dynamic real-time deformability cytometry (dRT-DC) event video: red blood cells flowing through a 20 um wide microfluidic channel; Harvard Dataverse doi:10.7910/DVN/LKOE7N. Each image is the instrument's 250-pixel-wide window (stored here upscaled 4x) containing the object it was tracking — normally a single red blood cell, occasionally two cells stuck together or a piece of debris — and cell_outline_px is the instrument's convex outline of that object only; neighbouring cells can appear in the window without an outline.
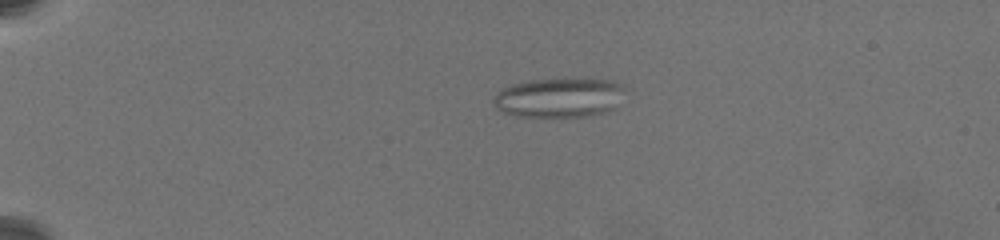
{"species": "common noctule bat (a hibernating species)", "species_latin": "Nyctalus noctula", "temperature_condition": "warm", "stored_images_in_passage": 20, "camera_frame_rate_fps": 3000, "um_per_image_px": 0.085, "animal": {"sex": "female", "body_mass_g": 19.5, "forearm_length_mm": 54.1}, "frame": {"image": 1, "passage_image": 10, "time_ms": 5.333, "image_size_px": [1000, 240], "cell_outline_px": [[624, 88], [612, 108], [604, 112], [584, 116], [516, 116], [504, 112], [496, 108], [496, 96], [504, 88], [512, 84], [532, 80], [608, 80], [624, 84]], "centroid_in_image_um": [47.51, 8.3], "position_along_channel_um": 37.5, "area_um2": 29.02}}
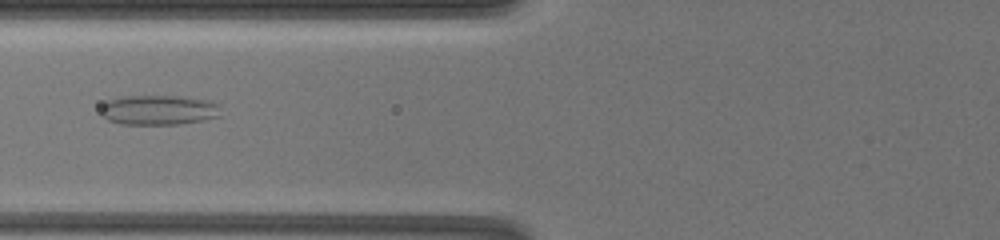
{"frame": {"image": 2, "passage_image": 17, "time_ms": 9.667, "image_size_px": [1000, 240], "cell_outline_px": [[220, 116], [180, 124], [124, 124], [108, 120], [100, 112], [100, 104], [108, 100], [120, 96], [180, 96], [208, 100], [216, 104]], "centroid_in_image_um": [13.41, 9.34], "position_along_channel_um": 112.4, "area_um2": 20.75}}
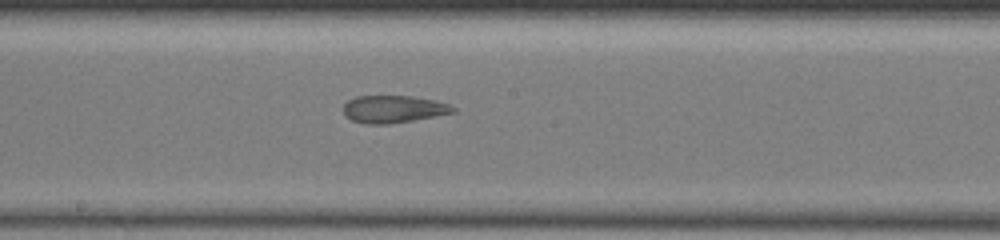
{"frame": {"image": 3, "passage_image": 20, "time_ms": 12.667, "image_size_px": [1000, 240], "cell_outline_px": [[456, 112], [412, 120], [388, 124], [364, 124], [352, 120], [344, 112], [344, 104], [348, 100], [356, 96], [412, 96], [432, 100], [448, 104], [456, 108]], "centroid_in_image_um": [33.43, 9.27], "position_along_channel_um": 214.8, "area_um2": 17.28}}